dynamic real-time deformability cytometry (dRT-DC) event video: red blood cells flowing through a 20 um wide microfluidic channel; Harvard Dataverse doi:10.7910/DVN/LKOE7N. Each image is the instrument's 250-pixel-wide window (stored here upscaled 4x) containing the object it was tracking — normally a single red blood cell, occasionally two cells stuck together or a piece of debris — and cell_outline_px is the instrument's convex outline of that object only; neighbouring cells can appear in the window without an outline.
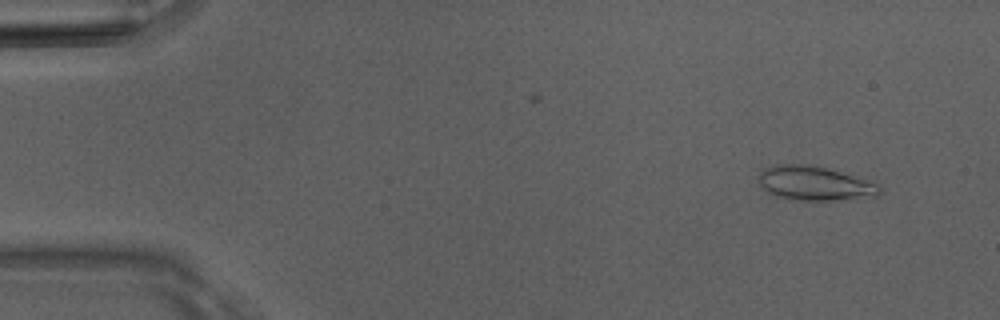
{"species": "Egyptian fruit bat (a non-hibernating species)", "species_latin": "Rousettus aegyptiacus", "temperature_condition": "room temperature", "stored_images_in_passage": 49, "camera_frame_rate_fps": 3000, "um_per_image_px": 0.085, "animal": {"sex": "male"}, "frame": {"image": 1, "passage_image": 3, "time_ms": 0.667, "image_size_px": [1000, 320], "cell_outline_px": [[880, 192], [872, 200], [796, 200], [776, 196], [768, 192], [760, 184], [760, 172], [768, 168], [780, 164], [808, 164], [840, 172], [876, 184], [880, 188]], "centroid_in_image_um": [69.3, 15.62], "position_along_channel_um": 15.7, "area_um2": 23.93}}
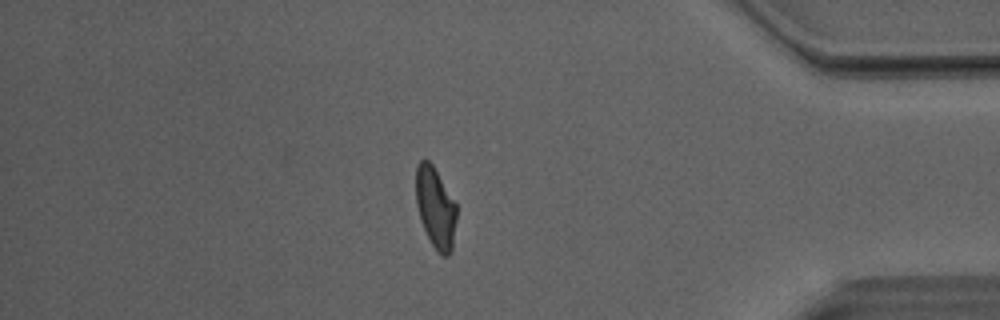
{"frame": {"image": 2, "passage_image": 42, "time_ms": 13.667, "image_size_px": [1000, 320], "cell_outline_px": [[456, 220], [452, 248], [448, 256], [444, 256], [432, 244], [424, 228], [416, 204], [416, 164], [424, 156], [432, 164], [456, 204]], "centroid_in_image_um": [37.0, 17.59], "position_along_channel_um": 398.2, "area_um2": 18.84}}
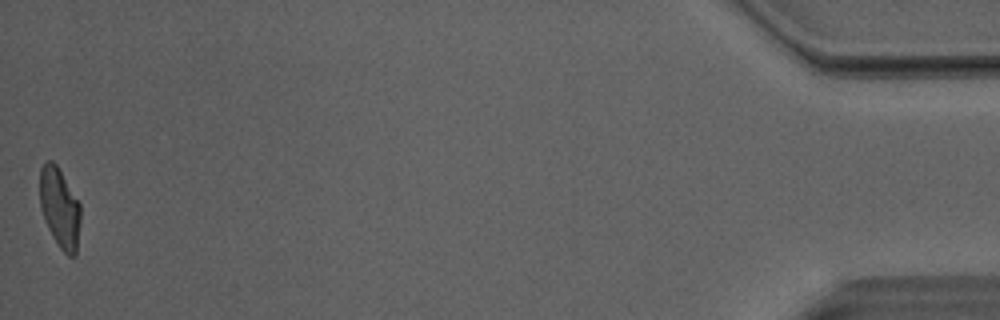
{"frame": {"image": 3, "passage_image": 49, "time_ms": 16.0, "image_size_px": [1000, 320], "cell_outline_px": [[80, 224], [76, 256], [68, 256], [60, 248], [52, 236], [48, 228], [40, 208], [40, 168], [48, 160], [52, 160], [56, 164], [80, 204]], "centroid_in_image_um": [5.08, 17.69], "position_along_channel_um": 430.1, "area_um2": 18.9}, "authors_computed_cell_mechanics": {"area_um2": 19.8832, "velocity_mm_per_s": 4.0786, "shape_relaxation_time_tau1_ms": 6.9738, "shape_relaxation_time_tau2_ms": 1.6248, "deformation_change_tau1": 0.2296, "deformation_change_tau2": 0.0906}}